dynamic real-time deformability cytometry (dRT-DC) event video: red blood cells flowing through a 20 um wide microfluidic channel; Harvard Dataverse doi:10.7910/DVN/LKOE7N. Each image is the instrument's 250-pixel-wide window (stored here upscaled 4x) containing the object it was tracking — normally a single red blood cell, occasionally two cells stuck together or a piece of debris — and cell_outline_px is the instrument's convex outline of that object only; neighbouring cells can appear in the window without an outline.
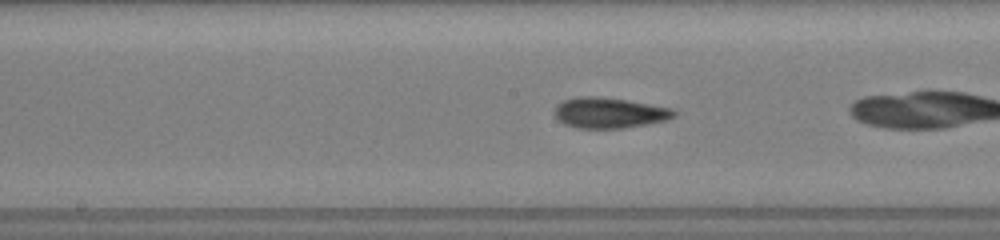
{"species": "common noctule bat (a hibernating species)", "species_latin": "Nyctalus noctula", "temperature_condition": "room temperature", "stored_images_in_passage": 26, "camera_frame_rate_fps": 3000, "um_per_image_px": 0.085, "animal": {"sex": "female", "body_mass_g": 19.5, "forearm_length_mm": 54.1}, "frame": {"image": 1, "passage_image": 12, "time_ms": 3.667, "image_size_px": [1000, 240], "cell_outline_px": [[676, 116], [668, 120], [648, 124], [624, 128], [576, 128], [564, 124], [556, 116], [556, 104], [564, 100], [580, 96], [592, 96], [624, 100], [672, 108], [676, 112]], "centroid_in_image_um": [51.81, 9.6], "position_along_channel_um": 196.4, "area_um2": 21.1}}